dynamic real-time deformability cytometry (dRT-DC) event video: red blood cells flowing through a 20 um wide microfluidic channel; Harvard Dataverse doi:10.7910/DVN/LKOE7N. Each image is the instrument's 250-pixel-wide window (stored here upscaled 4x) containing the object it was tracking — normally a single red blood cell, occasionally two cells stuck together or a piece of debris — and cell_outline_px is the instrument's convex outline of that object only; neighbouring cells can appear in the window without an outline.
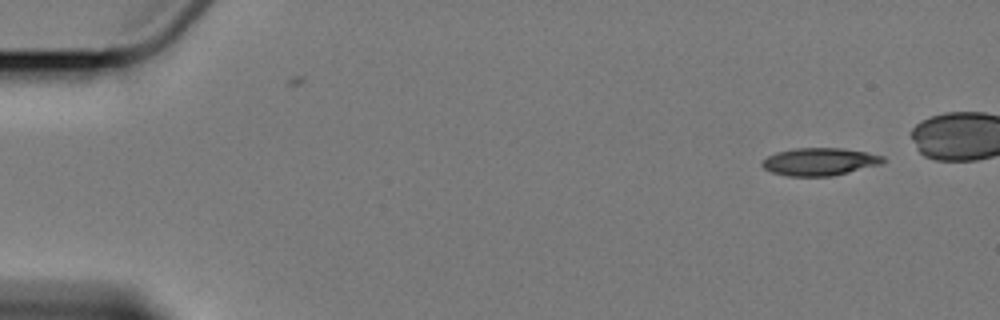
{"species": "Egyptian fruit bat (a non-hibernating species)", "species_latin": "Rousettus aegyptiacus", "temperature_condition": "cold", "stored_images_in_passage": 7, "camera_frame_rate_fps": 3000, "um_per_image_px": 0.085, "animal": {"sex": "female"}, "frame": {"image": 1, "passage_image": 1, "time_ms": 0.0, "image_size_px": [1000, 320], "cell_outline_px": [[888, 160], [880, 164], [832, 176], [788, 176], [772, 172], [764, 168], [760, 164], [768, 156], [776, 152], [796, 148], [840, 148], [864, 152], [884, 156]], "centroid_in_image_um": [69.67, 13.74], "position_along_channel_um": 15.3, "area_um2": 19.31}}
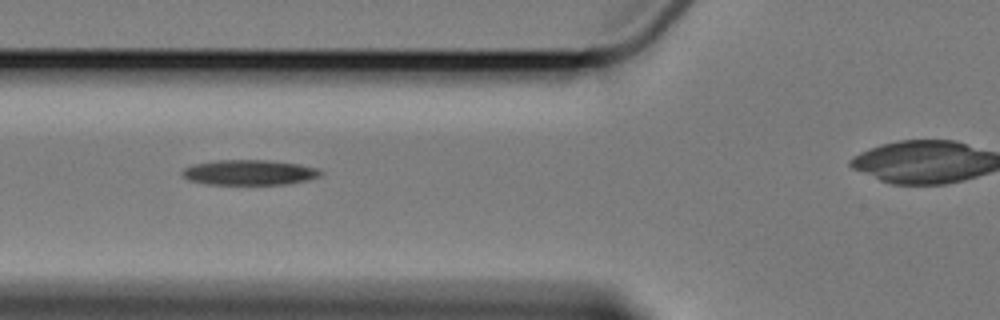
{"frame": {"image": 2, "passage_image": 5, "time_ms": 6.0, "image_size_px": [1000, 320], "cell_outline_px": [[324, 172], [320, 176], [308, 180], [288, 184], [208, 184], [188, 180], [180, 172], [184, 168], [192, 164], [216, 160], [268, 160], [300, 164], [316, 168]], "centroid_in_image_um": [21.19, 14.65], "position_along_channel_um": 104.6, "area_um2": 20.4}}
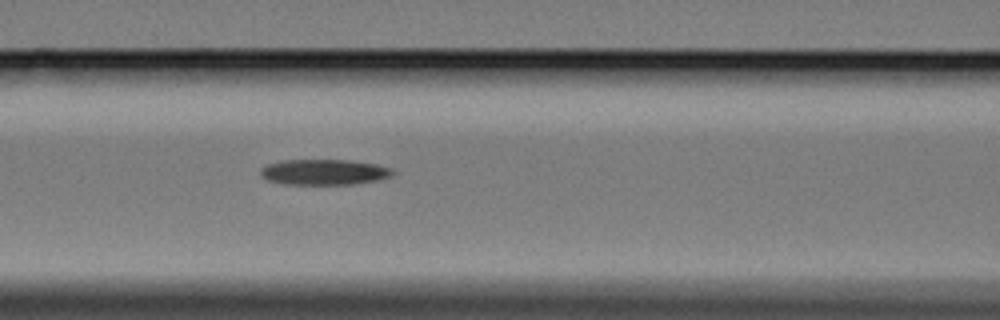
{"frame": {"image": 3, "passage_image": 6, "time_ms": 7.0, "image_size_px": [1000, 320], "cell_outline_px": [[396, 172], [388, 176], [376, 180], [352, 184], [284, 184], [268, 180], [260, 176], [260, 168], [268, 164], [284, 160], [348, 160], [376, 164], [392, 168]], "centroid_in_image_um": [27.52, 14.62], "position_along_channel_um": 139.1, "area_um2": 19.59}}